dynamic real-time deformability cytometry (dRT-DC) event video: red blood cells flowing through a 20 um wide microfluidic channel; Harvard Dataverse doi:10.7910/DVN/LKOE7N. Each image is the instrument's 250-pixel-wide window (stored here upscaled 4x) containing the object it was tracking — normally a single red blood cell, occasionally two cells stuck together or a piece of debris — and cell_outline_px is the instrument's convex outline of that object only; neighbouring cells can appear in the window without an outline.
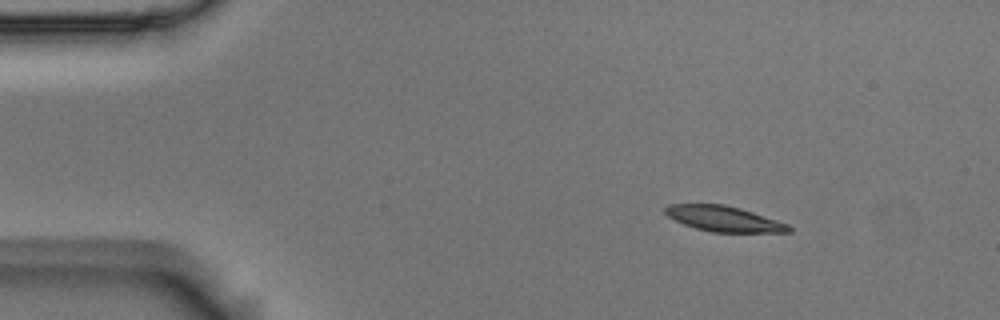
{"species": "Egyptian fruit bat (a non-hibernating species)", "species_latin": "Rousettus aegyptiacus", "temperature_condition": "room temperature", "stored_images_in_passage": 3, "camera_frame_rate_fps": 3000, "um_per_image_px": 0.085, "animal": {"sex": "male"}, "frame": {"image": 1, "passage_image": 1, "time_ms": 0.0, "image_size_px": [1000, 320], "cell_outline_px": [[792, 232], [712, 232], [696, 228], [684, 224], [668, 216], [664, 212], [664, 208], [668, 204], [724, 204], [740, 208], [788, 224], [792, 228]], "centroid_in_image_um": [61.52, 18.59], "position_along_channel_um": 23.5, "area_um2": 18.15}}
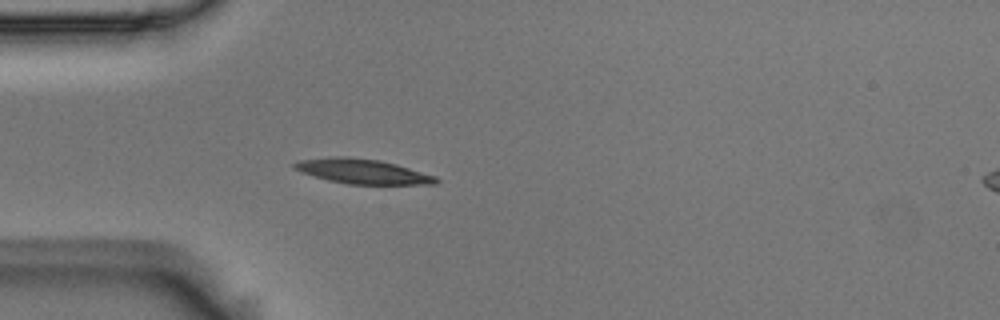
{"frame": {"image": 2, "passage_image": 3, "time_ms": 0.667, "image_size_px": [1000, 320], "cell_outline_px": [[440, 180], [436, 184], [348, 184], [328, 180], [300, 172], [292, 168], [292, 164], [300, 160], [336, 156], [348, 156], [380, 160], [396, 164], [436, 176]], "centroid_in_image_um": [30.8, 14.56], "position_along_channel_um": 54.2, "area_um2": 20.46}}